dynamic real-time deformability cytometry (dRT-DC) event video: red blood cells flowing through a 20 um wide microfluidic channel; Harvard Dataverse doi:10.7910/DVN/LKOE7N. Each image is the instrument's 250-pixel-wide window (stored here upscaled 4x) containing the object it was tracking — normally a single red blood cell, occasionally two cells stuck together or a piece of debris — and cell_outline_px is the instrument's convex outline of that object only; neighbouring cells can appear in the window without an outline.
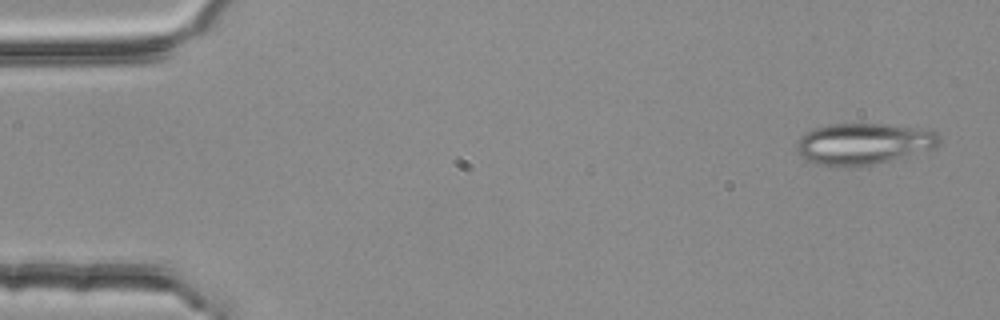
{"species": "common noctule bat (a hibernating species)", "species_latin": "Nyctalus noctula", "temperature_condition": "room temperature", "stored_images_in_passage": 3, "camera_frame_rate_fps": 3000, "um_per_image_px": 0.085, "animal": {"sex": "female", "body_mass_g": 25.1}, "frame": {"image": 1, "passage_image": 1, "time_ms": 0.0, "image_size_px": [1000, 320], "cell_outline_px": [[940, 140], [936, 148], [856, 168], [828, 168], [816, 164], [808, 160], [800, 152], [796, 144], [800, 136], [804, 132], [828, 124], [888, 124], [932, 128], [940, 136]], "centroid_in_image_um": [73.42, 12.22], "position_along_channel_um": 11.6, "area_um2": 34.97}}